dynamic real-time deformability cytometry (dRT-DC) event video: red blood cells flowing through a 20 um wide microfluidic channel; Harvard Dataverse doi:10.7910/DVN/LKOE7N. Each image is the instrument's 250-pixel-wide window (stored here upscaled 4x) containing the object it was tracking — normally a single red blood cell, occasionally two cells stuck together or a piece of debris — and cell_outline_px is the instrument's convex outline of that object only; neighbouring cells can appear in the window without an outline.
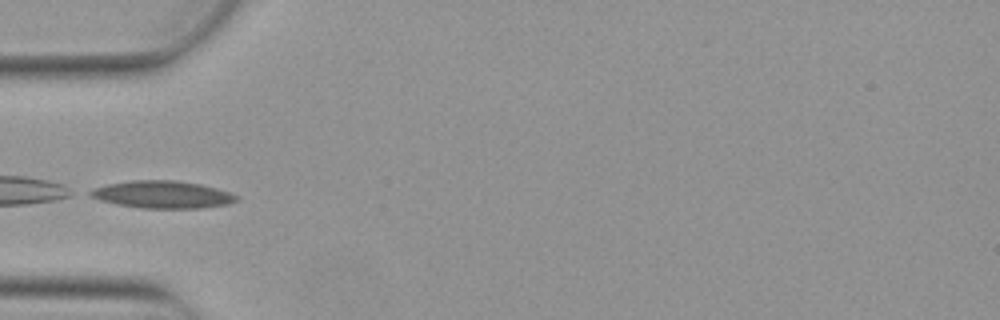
{"species": "Egyptian fruit bat (a non-hibernating species)", "species_latin": "Rousettus aegyptiacus", "temperature_condition": "warm", "stored_images_in_passage": 5, "camera_frame_rate_fps": 3000, "um_per_image_px": 0.085, "animal": {"sex": "female"}, "frame": {"image": 1, "passage_image": 4, "time_ms": 1.0, "image_size_px": [1000, 320], "cell_outline_px": [[240, 200], [228, 204], [200, 208], [140, 208], [116, 204], [100, 200], [88, 196], [84, 192], [92, 188], [108, 184], [132, 180], [176, 180], [200, 184], [216, 188], [228, 192], [236, 196]], "centroid_in_image_um": [13.74, 16.53], "position_along_channel_um": 71.3, "area_um2": 23.47}}
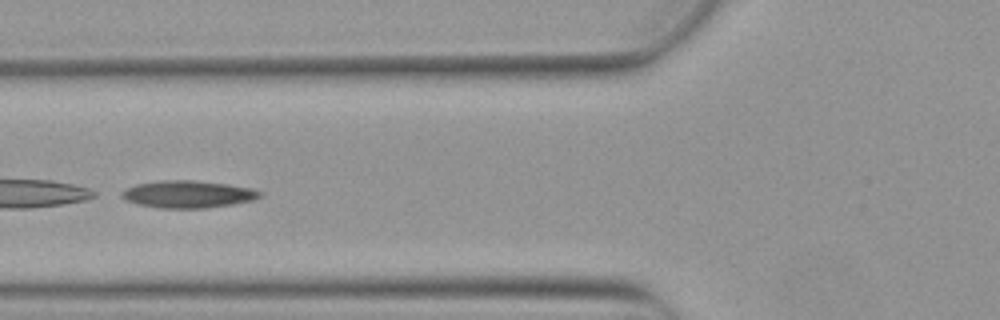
{"frame": {"image": 2, "passage_image": 5, "time_ms": 1.333, "image_size_px": [1000, 320], "cell_outline_px": [[264, 192], [260, 196], [252, 200], [232, 204], [204, 208], [160, 208], [136, 204], [120, 196], [120, 192], [136, 184], [160, 180], [192, 180], [228, 184], [252, 188]], "centroid_in_image_um": [15.97, 16.5], "position_along_channel_um": 109.8, "area_um2": 21.91}}